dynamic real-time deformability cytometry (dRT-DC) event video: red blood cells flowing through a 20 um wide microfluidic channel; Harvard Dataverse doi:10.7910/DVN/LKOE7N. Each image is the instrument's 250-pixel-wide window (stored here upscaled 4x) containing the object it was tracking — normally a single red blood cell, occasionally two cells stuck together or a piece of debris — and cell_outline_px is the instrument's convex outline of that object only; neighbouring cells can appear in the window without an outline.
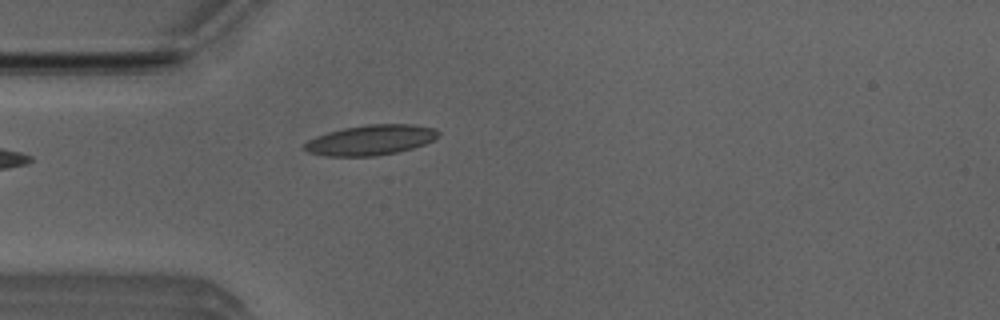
{"species": "Egyptian fruit bat (a non-hibernating species)", "species_latin": "Rousettus aegyptiacus", "temperature_condition": "room temperature", "stored_images_in_passage": 5, "camera_frame_rate_fps": 3000, "um_per_image_px": 0.085, "animal": {"sex": "male"}, "frame": {"image": 1, "passage_image": 5, "time_ms": 1.333, "image_size_px": [1000, 320], "cell_outline_px": [[440, 136], [424, 144], [412, 148], [396, 152], [376, 156], [324, 156], [308, 152], [304, 148], [304, 144], [308, 140], [316, 136], [328, 132], [344, 128], [368, 124], [412, 124], [436, 128], [440, 132]], "centroid_in_image_um": [31.52, 11.9], "position_along_channel_um": 53.5, "area_um2": 23.58}}